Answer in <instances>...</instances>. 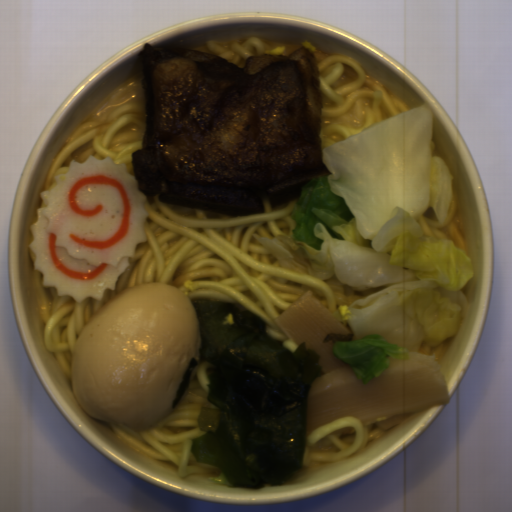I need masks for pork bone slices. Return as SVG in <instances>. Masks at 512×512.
Instances as JSON below:
<instances>
[{"label": "pork bone slices", "instance_id": "obj_1", "mask_svg": "<svg viewBox=\"0 0 512 512\" xmlns=\"http://www.w3.org/2000/svg\"><path fill=\"white\" fill-rule=\"evenodd\" d=\"M145 131L132 153L137 189L179 206L234 216L300 199L330 176L321 155L323 95L314 52L249 55L143 44Z\"/></svg>", "mask_w": 512, "mask_h": 512}]
</instances>
